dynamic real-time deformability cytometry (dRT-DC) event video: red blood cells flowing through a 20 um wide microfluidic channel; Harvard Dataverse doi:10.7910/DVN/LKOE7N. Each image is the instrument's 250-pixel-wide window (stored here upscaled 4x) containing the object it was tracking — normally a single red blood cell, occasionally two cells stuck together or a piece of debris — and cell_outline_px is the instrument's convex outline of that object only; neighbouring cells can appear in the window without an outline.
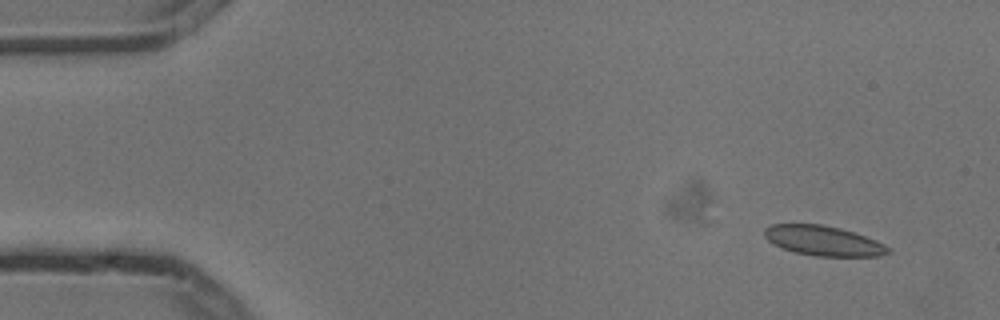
{"species": "common noctule bat (a hibernating species)", "species_latin": "Nyctalus noctula", "temperature_condition": "cold", "stored_images_in_passage": 4, "camera_frame_rate_fps": 3000, "um_per_image_px": 0.085, "animal": {"sex": "male", "body_mass_g": 13.3}, "frame": {"image": 1, "passage_image": 1, "time_ms": 0.0, "image_size_px": [1000, 320], "cell_outline_px": [[892, 252], [880, 256], [816, 256], [796, 252], [780, 248], [772, 244], [764, 236], [764, 228], [772, 224], [820, 224], [840, 228], [876, 240], [892, 248]], "centroid_in_image_um": [69.98, 20.47], "position_along_channel_um": 15.0, "area_um2": 21.62}}
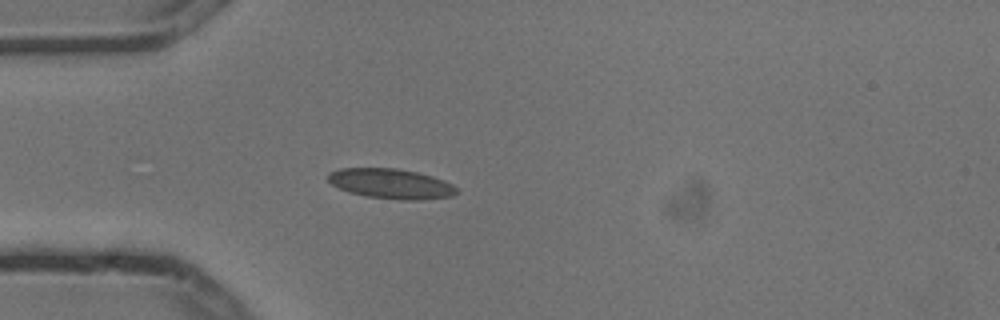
{"frame": {"image": 2, "passage_image": 4, "time_ms": 1.0, "image_size_px": [1000, 320], "cell_outline_px": [[456, 192], [452, 196], [420, 200], [400, 200], [368, 196], [348, 192], [332, 184], [328, 180], [328, 172], [340, 168], [396, 168], [416, 172], [432, 176], [444, 180], [452, 184], [456, 188]], "centroid_in_image_um": [33.22, 15.61], "position_along_channel_um": 51.8, "area_um2": 22.37}}